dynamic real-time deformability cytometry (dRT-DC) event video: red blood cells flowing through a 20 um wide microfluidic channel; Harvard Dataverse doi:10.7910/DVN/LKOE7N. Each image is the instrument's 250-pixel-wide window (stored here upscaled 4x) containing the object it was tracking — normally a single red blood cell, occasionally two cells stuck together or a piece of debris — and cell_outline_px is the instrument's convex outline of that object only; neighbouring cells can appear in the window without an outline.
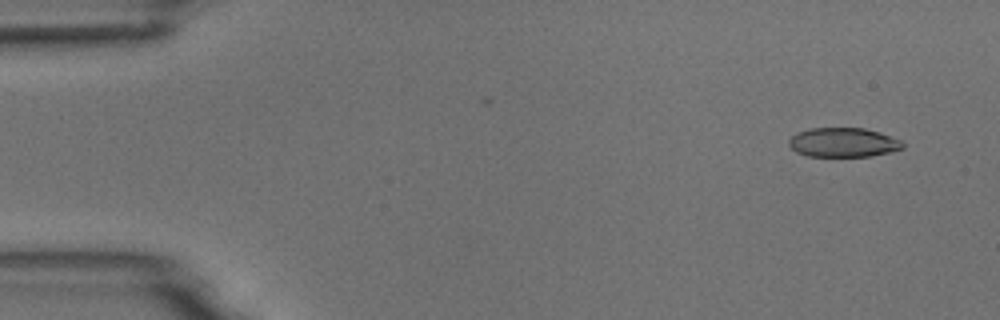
{"species": "common noctule bat (a hibernating species)", "species_latin": "Nyctalus noctula", "temperature_condition": "room temperature", "stored_images_in_passage": 8, "camera_frame_rate_fps": 3000, "um_per_image_px": 0.085, "animal": {"sex": "male", "body_mass_g": 18.8}, "frame": {"image": 1, "passage_image": 1, "time_ms": 0.0, "image_size_px": [1000, 320], "cell_outline_px": [[904, 148], [872, 156], [808, 156], [796, 152], [788, 144], [788, 140], [792, 136], [800, 132], [812, 128], [864, 128], [880, 132], [900, 140], [904, 144]], "centroid_in_image_um": [71.68, 12.11], "position_along_channel_um": 13.3, "area_um2": 19.31}}
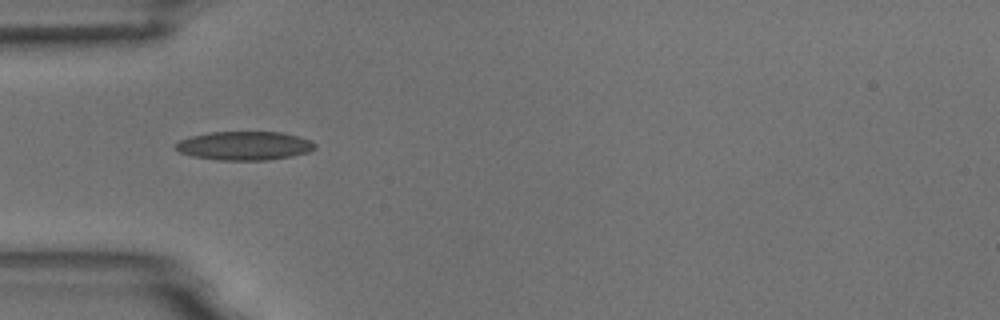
{"frame": {"image": 2, "passage_image": 4, "time_ms": 4.333, "image_size_px": [1000, 320], "cell_outline_px": [[316, 148], [308, 152], [292, 156], [268, 160], [220, 160], [192, 156], [180, 152], [176, 148], [176, 144], [180, 140], [192, 136], [208, 132], [280, 132], [300, 136], [312, 140], [316, 144]], "centroid_in_image_um": [20.83, 12.38], "position_along_channel_um": 64.2, "area_um2": 23.35}}
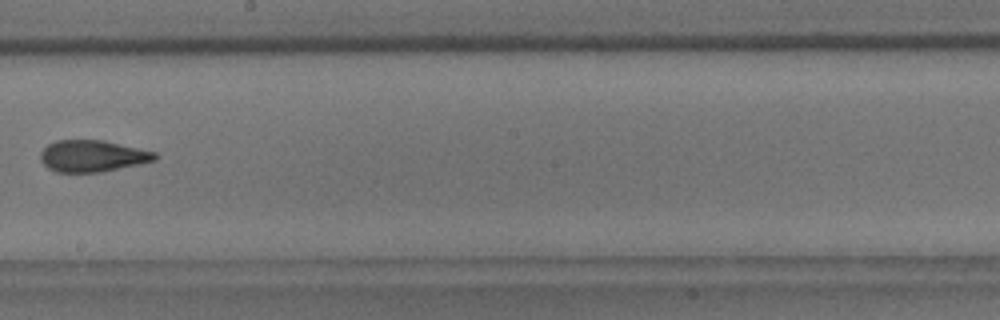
{"frame": {"image": 3, "passage_image": 8, "time_ms": 9.0, "image_size_px": [1000, 320], "cell_outline_px": [[156, 160], [140, 164], [100, 172], [56, 172], [48, 168], [40, 160], [40, 152], [48, 144], [56, 140], [104, 140], [156, 152]], "centroid_in_image_um": [7.84, 13.26], "position_along_channel_um": 240.4, "area_um2": 21.1}}